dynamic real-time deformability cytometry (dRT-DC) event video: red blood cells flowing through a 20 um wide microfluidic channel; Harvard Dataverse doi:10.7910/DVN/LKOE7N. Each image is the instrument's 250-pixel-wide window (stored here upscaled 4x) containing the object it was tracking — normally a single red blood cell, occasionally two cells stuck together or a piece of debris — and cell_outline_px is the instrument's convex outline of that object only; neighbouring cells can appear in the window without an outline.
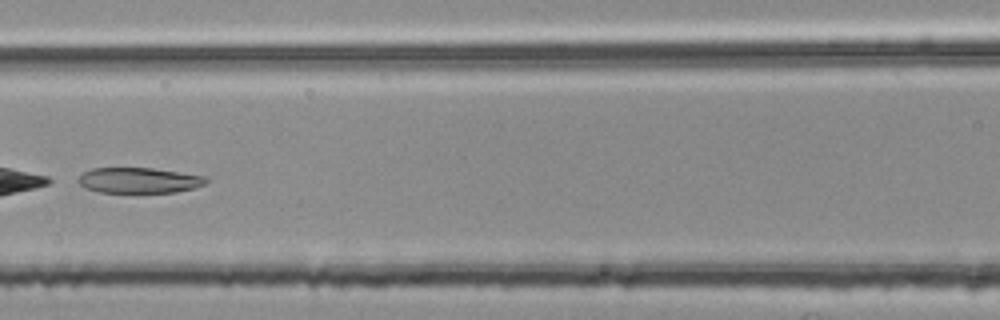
{"species": "common noctule bat (a hibernating species)", "species_latin": "Nyctalus noctula", "temperature_condition": "room temperature", "stored_images_in_passage": 5, "camera_frame_rate_fps": 3000, "um_per_image_px": 0.085, "animal": {"sex": "female", "body_mass_g": 25.1}, "frame": {"image": 1, "passage_image": 5, "time_ms": 1.333, "image_size_px": [1000, 320], "cell_outline_px": [[208, 180], [204, 184], [196, 188], [176, 192], [100, 192], [84, 188], [76, 180], [84, 172], [92, 168], [152, 168], [208, 176]], "centroid_in_image_um": [11.84, 15.33], "position_along_channel_um": 154.8, "area_um2": 19.07}}